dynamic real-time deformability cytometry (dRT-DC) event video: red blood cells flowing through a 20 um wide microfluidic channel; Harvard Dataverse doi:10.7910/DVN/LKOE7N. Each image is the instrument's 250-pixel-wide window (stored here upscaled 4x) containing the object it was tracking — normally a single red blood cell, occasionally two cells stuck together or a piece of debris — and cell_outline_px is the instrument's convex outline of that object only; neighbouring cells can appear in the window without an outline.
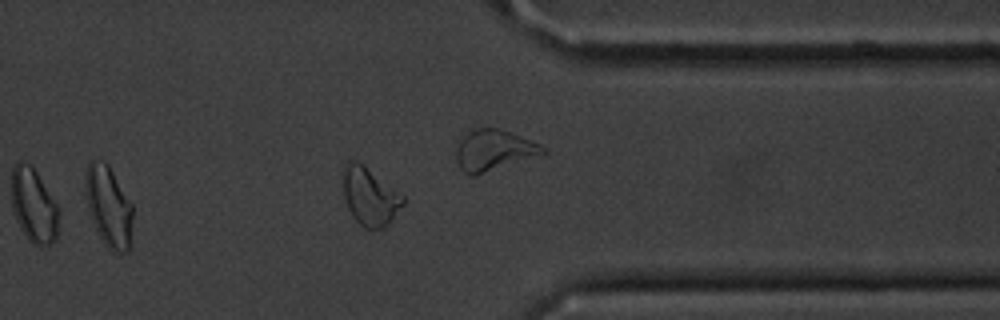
{"species": "common noctule bat (a hibernating species)", "species_latin": "Nyctalus noctula", "temperature_condition": "cold", "stored_images_in_passage": 46, "camera_frame_rate_fps": 3000, "um_per_image_px": 0.085, "animal": {"sex": "male", "body_mass_g": 20.1, "forearm_length_mm": 53.5}, "frame": {"image": 1, "passage_image": 40, "time_ms": 13.0, "image_size_px": [1000, 320], "cell_outline_px": [[404, 204], [384, 228], [364, 228], [352, 216], [348, 208], [344, 196], [344, 168], [348, 160], [356, 160], [364, 164], [404, 196]], "centroid_in_image_um": [31.44, 16.68], "position_along_channel_um": 380.0, "area_um2": 20.0}, "authors_computed_cell_mechanics": {"area_um2": 18.4671, "velocity_mm_per_s": 3.569, "shape_relaxation_time_tau1_ms": 3.071, "shape_relaxation_time_tau2_ms": 6.9482, "deformation_change_tau1": 0.1162, "deformation_change_tau2": 0.1404}}